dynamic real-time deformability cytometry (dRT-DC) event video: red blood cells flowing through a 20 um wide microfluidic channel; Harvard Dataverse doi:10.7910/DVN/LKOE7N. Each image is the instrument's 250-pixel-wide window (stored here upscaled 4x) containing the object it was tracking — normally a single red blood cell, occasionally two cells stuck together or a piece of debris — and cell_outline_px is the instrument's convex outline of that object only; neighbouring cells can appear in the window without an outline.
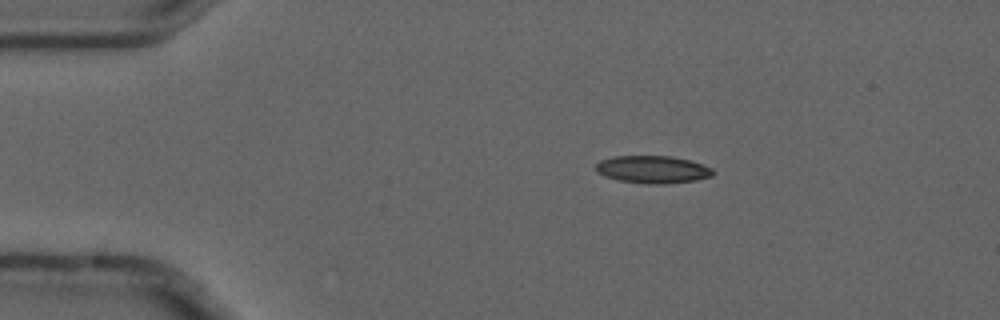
{"species": "common noctule bat (a hibernating species)", "species_latin": "Nyctalus noctula", "temperature_condition": "cold", "stored_images_in_passage": 9, "camera_frame_rate_fps": 3000, "um_per_image_px": 0.085, "animal": {"sex": "male", "forearm_length_mm": 52.5}, "frame": {"image": 1, "passage_image": 2, "time_ms": 0.333, "image_size_px": [1000, 320], "cell_outline_px": [[716, 172], [712, 176], [696, 180], [664, 184], [644, 184], [620, 180], [604, 176], [596, 172], [596, 164], [600, 160], [612, 156], [672, 156], [688, 160], [712, 168]], "centroid_in_image_um": [55.47, 14.41], "position_along_channel_um": 29.5, "area_um2": 18.84}}
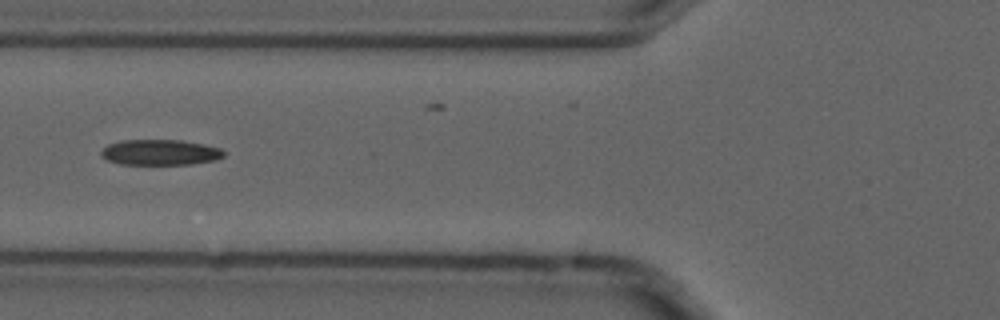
{"frame": {"image": 2, "passage_image": 5, "time_ms": 1.333, "image_size_px": [1000, 320], "cell_outline_px": [[224, 156], [216, 160], [192, 164], [120, 164], [104, 160], [100, 156], [100, 152], [108, 144], [120, 140], [180, 140], [204, 144], [220, 148], [224, 152]], "centroid_in_image_um": [13.58, 12.95], "position_along_channel_um": 112.2, "area_um2": 18.44}}
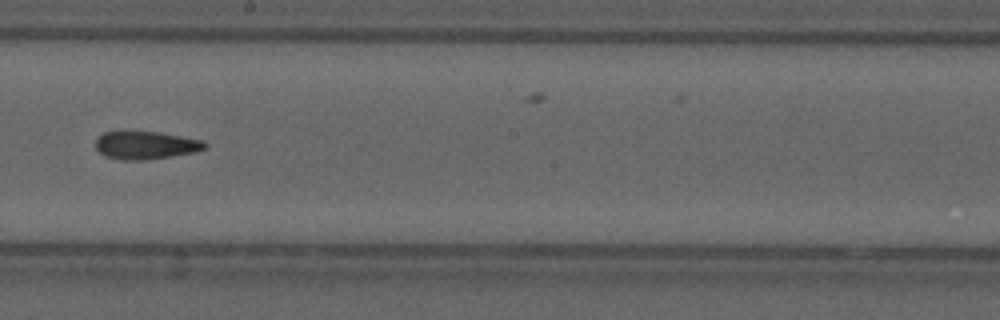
{"frame": {"image": 3, "passage_image": 8, "time_ms": 2.333, "image_size_px": [1000, 320], "cell_outline_px": [[208, 144], [204, 148], [196, 152], [172, 156], [144, 160], [120, 160], [104, 156], [96, 148], [96, 140], [104, 132], [156, 132], [204, 140]], "centroid_in_image_um": [12.4, 12.36], "position_along_channel_um": 235.8, "area_um2": 17.63}}